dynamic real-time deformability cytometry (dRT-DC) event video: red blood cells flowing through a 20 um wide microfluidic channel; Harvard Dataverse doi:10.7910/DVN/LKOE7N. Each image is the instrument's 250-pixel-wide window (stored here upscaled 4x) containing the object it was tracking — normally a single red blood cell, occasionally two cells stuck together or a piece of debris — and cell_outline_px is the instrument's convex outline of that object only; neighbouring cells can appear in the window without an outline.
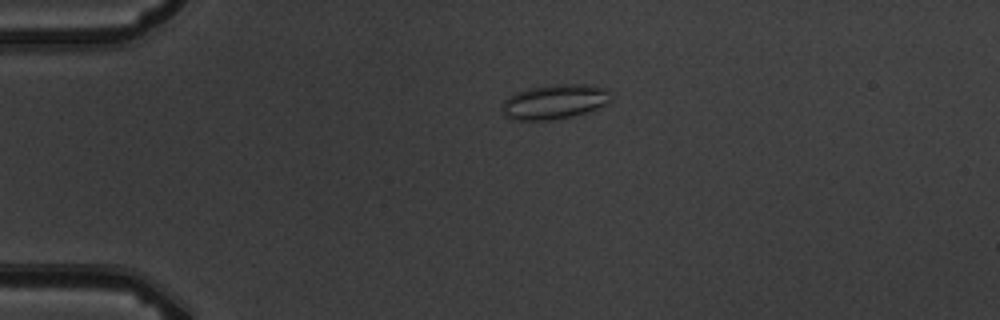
{"species": "common noctule bat (a hibernating species)", "species_latin": "Nyctalus noctula", "temperature_condition": "warm", "stored_images_in_passage": 5, "camera_frame_rate_fps": 3000, "um_per_image_px": 0.085, "animal": {"sex": "male", "body_mass_g": 19.5, "forearm_length_mm": 54.6}, "frame": {"image": 1, "passage_image": 4, "time_ms": 4.333, "image_size_px": [1000, 320], "cell_outline_px": [[612, 100], [608, 104], [572, 116], [552, 120], [512, 120], [504, 116], [504, 100], [508, 96], [516, 92], [528, 88], [552, 84], [588, 84], [604, 88], [612, 96]], "centroid_in_image_um": [47.14, 8.64], "position_along_channel_um": 37.9, "area_um2": 22.02}}